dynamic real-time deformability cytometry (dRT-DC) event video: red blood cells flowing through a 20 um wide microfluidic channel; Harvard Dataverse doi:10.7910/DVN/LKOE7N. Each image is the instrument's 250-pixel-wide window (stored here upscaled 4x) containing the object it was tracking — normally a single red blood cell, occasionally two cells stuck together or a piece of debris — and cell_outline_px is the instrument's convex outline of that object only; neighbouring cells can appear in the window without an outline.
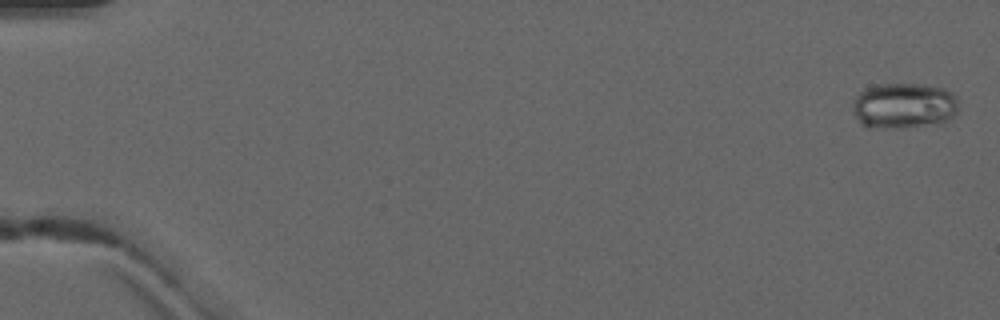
{"species": "common noctule bat (a hibernating species)", "species_latin": "Nyctalus noctula", "temperature_condition": "warm", "stored_images_in_passage": 5, "camera_frame_rate_fps": 3000, "um_per_image_px": 0.085, "animal": {"sex": "male", "forearm_length_mm": 52.5}, "frame": {"image": 1, "passage_image": 1, "time_ms": 0.0, "image_size_px": [1000, 320], "cell_outline_px": [[960, 100], [956, 116], [944, 124], [904, 128], [864, 128], [860, 124], [852, 108], [852, 104], [856, 96], [864, 88], [876, 84], [924, 84], [944, 88], [952, 92]], "centroid_in_image_um": [76.88, 9.01], "position_along_channel_um": 8.1, "area_um2": 29.3}}